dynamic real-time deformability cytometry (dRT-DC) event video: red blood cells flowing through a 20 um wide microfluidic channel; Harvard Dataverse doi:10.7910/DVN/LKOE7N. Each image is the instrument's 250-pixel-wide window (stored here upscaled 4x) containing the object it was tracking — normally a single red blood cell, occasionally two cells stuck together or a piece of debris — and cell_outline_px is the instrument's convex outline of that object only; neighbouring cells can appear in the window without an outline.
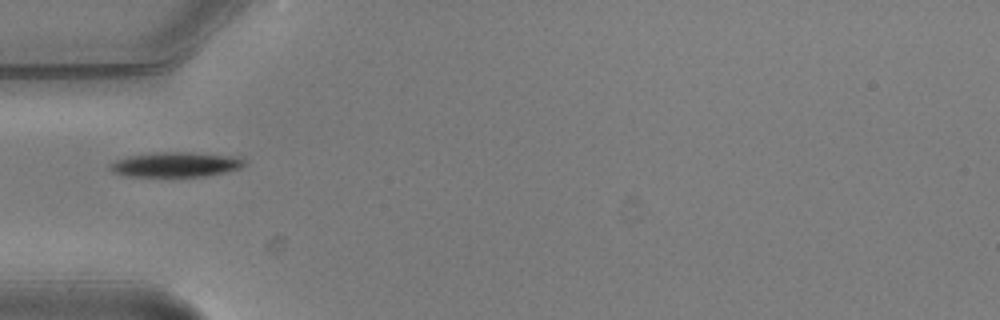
{"species": "common noctule bat (a hibernating species)", "species_latin": "Nyctalus noctula", "temperature_condition": "warm", "stored_images_in_passage": 4, "camera_frame_rate_fps": 3000, "um_per_image_px": 0.085, "animal": {"sex": "male", "body_mass_g": 20.5, "forearm_length_mm": 52.5}, "frame": {"image": 1, "passage_image": 1, "time_ms": 0.0, "image_size_px": [1000, 320], "cell_outline_px": [[248, 164], [240, 168], [224, 172], [204, 176], [172, 180], [124, 176], [112, 172], [108, 168], [108, 164], [116, 160], [128, 156], [156, 152], [192, 152], [232, 156], [244, 160]], "centroid_in_image_um": [14.85, 14.04], "position_along_channel_um": 70.2, "area_um2": 20.63}}
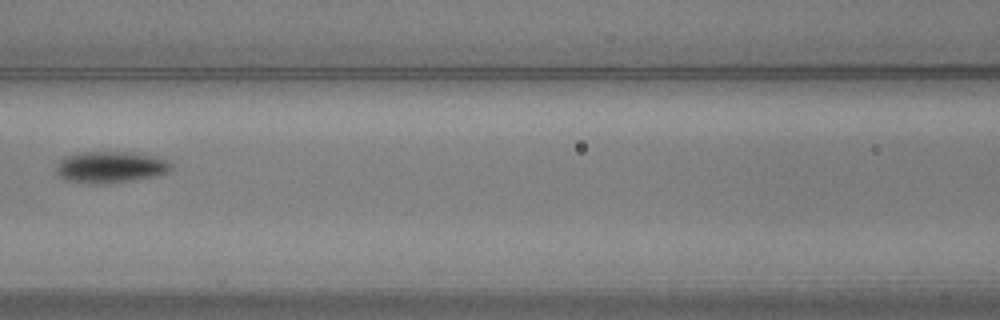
{"frame": {"image": 2, "passage_image": 3, "time_ms": 0.667, "image_size_px": [1000, 320], "cell_outline_px": [[172, 168], [168, 172], [160, 176], [108, 184], [88, 184], [64, 180], [56, 172], [56, 168], [60, 160], [64, 156], [84, 152], [124, 152], [148, 156], [168, 160], [172, 164]], "centroid_in_image_um": [9.38, 14.24], "position_along_channel_um": 157.2, "area_um2": 21.21}}
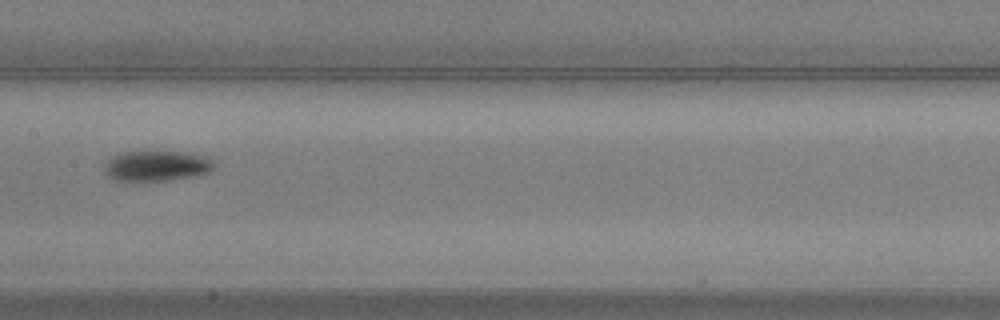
{"frame": {"image": 3, "passage_image": 4, "time_ms": 1.0, "image_size_px": [1000, 320], "cell_outline_px": [[216, 168], [212, 172], [196, 176], [172, 180], [144, 184], [124, 184], [108, 176], [104, 172], [104, 164], [112, 156], [120, 152], [188, 152], [212, 160], [216, 164]], "centroid_in_image_um": [13.27, 14.17], "position_along_channel_um": 194.1, "area_um2": 20.58}}